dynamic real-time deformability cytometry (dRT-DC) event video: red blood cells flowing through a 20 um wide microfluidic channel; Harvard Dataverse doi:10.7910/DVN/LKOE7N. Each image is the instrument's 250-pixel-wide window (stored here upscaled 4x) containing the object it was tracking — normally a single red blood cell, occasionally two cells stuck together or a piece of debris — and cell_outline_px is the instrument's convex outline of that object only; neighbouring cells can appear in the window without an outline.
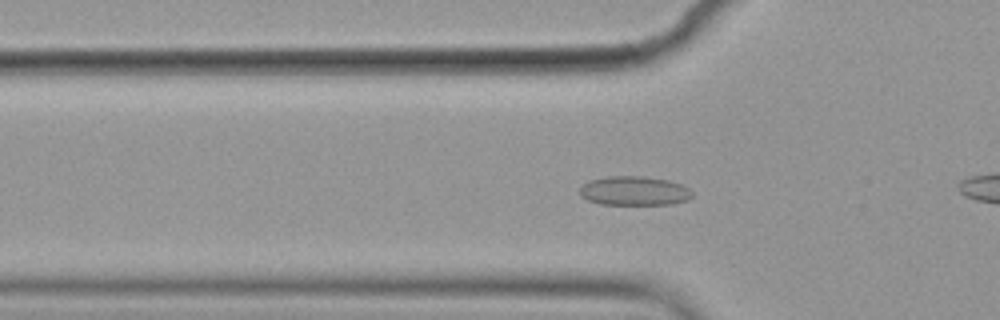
{"species": "common noctule bat (a hibernating species)", "species_latin": "Nyctalus noctula", "temperature_condition": "cold", "stored_images_in_passage": 57, "camera_frame_rate_fps": 3000, "um_per_image_px": 0.085, "animal": {"sex": "female", "body_mass_g": 19.9}, "frame": {"image": 1, "passage_image": 18, "time_ms": 5.667, "image_size_px": [1000, 320], "cell_outline_px": [[692, 196], [688, 200], [672, 204], [600, 204], [588, 200], [580, 196], [580, 188], [588, 180], [608, 176], [644, 176], [668, 180], [680, 184], [688, 188], [692, 192]], "centroid_in_image_um": [53.9, 16.22], "position_along_channel_um": 71.9, "area_um2": 19.13}}
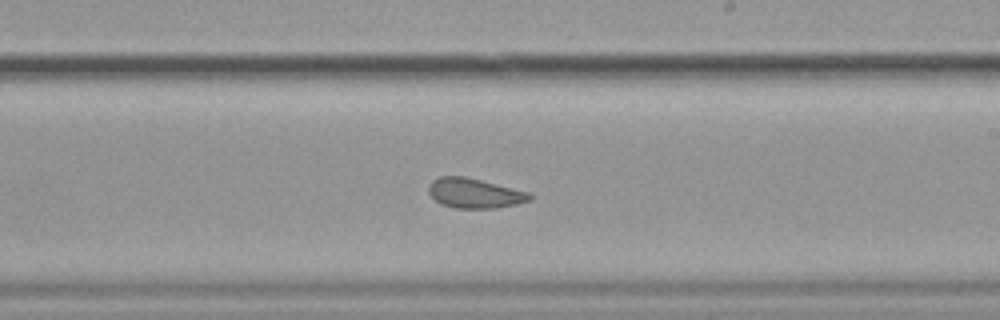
{"frame": {"image": 2, "passage_image": 33, "time_ms": 10.667, "image_size_px": [1000, 320], "cell_outline_px": [[532, 200], [516, 204], [496, 208], [456, 208], [440, 204], [428, 192], [428, 184], [432, 180], [440, 176], [464, 176], [528, 192], [532, 196]], "centroid_in_image_um": [40.31, 16.42], "position_along_channel_um": 248.7, "area_um2": 17.46}}
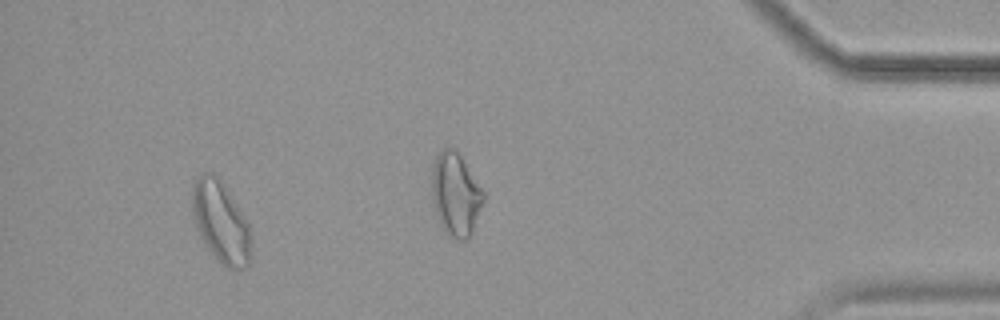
{"frame": {"image": 3, "passage_image": 53, "time_ms": 17.333, "image_size_px": [1000, 320], "cell_outline_px": [[252, 240], [248, 264], [244, 268], [236, 272], [228, 268], [200, 240], [192, 216], [192, 184], [200, 172], [212, 172], [220, 180], [240, 208], [248, 224]], "centroid_in_image_um": [18.75, 18.86], "position_along_channel_um": 416.5, "area_um2": 28.15}, "authors_computed_cell_mechanics": {"area_um2": 19.8254, "velocity_mm_per_s": 3.5363, "shape_relaxation_time_tau1_ms": null, "shape_relaxation_time_tau2_ms": 3.8381, "deformation_change_tau1": null, "deformation_change_tau2": 0.0852}}